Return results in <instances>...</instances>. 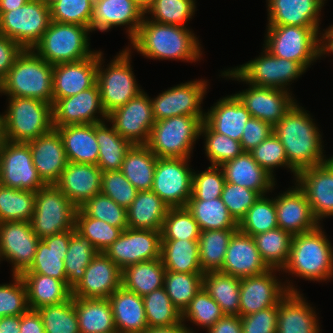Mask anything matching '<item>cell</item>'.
Instances as JSON below:
<instances>
[{"label":"cell","mask_w":333,"mask_h":333,"mask_svg":"<svg viewBox=\"0 0 333 333\" xmlns=\"http://www.w3.org/2000/svg\"><path fill=\"white\" fill-rule=\"evenodd\" d=\"M307 112L296 102L273 126V133L284 146L289 166L296 173L330 159L324 154L321 131Z\"/></svg>","instance_id":"6da1fadb"},{"label":"cell","mask_w":333,"mask_h":333,"mask_svg":"<svg viewBox=\"0 0 333 333\" xmlns=\"http://www.w3.org/2000/svg\"><path fill=\"white\" fill-rule=\"evenodd\" d=\"M193 31L169 24H160L144 17L137 34L130 41L129 50L137 51L148 59L200 61L201 44ZM133 47V48H132Z\"/></svg>","instance_id":"7a4b0ae2"},{"label":"cell","mask_w":333,"mask_h":333,"mask_svg":"<svg viewBox=\"0 0 333 333\" xmlns=\"http://www.w3.org/2000/svg\"><path fill=\"white\" fill-rule=\"evenodd\" d=\"M323 226L294 235L290 256L281 273L303 280L329 281L333 278V246Z\"/></svg>","instance_id":"3957f363"},{"label":"cell","mask_w":333,"mask_h":333,"mask_svg":"<svg viewBox=\"0 0 333 333\" xmlns=\"http://www.w3.org/2000/svg\"><path fill=\"white\" fill-rule=\"evenodd\" d=\"M53 65L32 49H24L5 78L0 93L7 97L37 99L53 105Z\"/></svg>","instance_id":"277c9868"},{"label":"cell","mask_w":333,"mask_h":333,"mask_svg":"<svg viewBox=\"0 0 333 333\" xmlns=\"http://www.w3.org/2000/svg\"><path fill=\"white\" fill-rule=\"evenodd\" d=\"M90 28L50 21L47 30L33 51L51 65L76 62L93 56L90 49Z\"/></svg>","instance_id":"5b68a950"},{"label":"cell","mask_w":333,"mask_h":333,"mask_svg":"<svg viewBox=\"0 0 333 333\" xmlns=\"http://www.w3.org/2000/svg\"><path fill=\"white\" fill-rule=\"evenodd\" d=\"M2 113L5 140L27 143L51 131L52 105L37 99L8 97Z\"/></svg>","instance_id":"8992f818"},{"label":"cell","mask_w":333,"mask_h":333,"mask_svg":"<svg viewBox=\"0 0 333 333\" xmlns=\"http://www.w3.org/2000/svg\"><path fill=\"white\" fill-rule=\"evenodd\" d=\"M306 69L296 61L275 57L264 47L259 57L240 66L222 71L221 77L259 87H271L290 91L292 81L297 80Z\"/></svg>","instance_id":"52a82bcc"},{"label":"cell","mask_w":333,"mask_h":333,"mask_svg":"<svg viewBox=\"0 0 333 333\" xmlns=\"http://www.w3.org/2000/svg\"><path fill=\"white\" fill-rule=\"evenodd\" d=\"M131 52L127 47L122 49L105 68L103 52L98 51L97 83L101 104L107 115L143 91L132 71Z\"/></svg>","instance_id":"ba28073f"},{"label":"cell","mask_w":333,"mask_h":333,"mask_svg":"<svg viewBox=\"0 0 333 333\" xmlns=\"http://www.w3.org/2000/svg\"><path fill=\"white\" fill-rule=\"evenodd\" d=\"M201 125L199 118L186 115L155 121L146 145L158 158L190 159Z\"/></svg>","instance_id":"9c48e42d"},{"label":"cell","mask_w":333,"mask_h":333,"mask_svg":"<svg viewBox=\"0 0 333 333\" xmlns=\"http://www.w3.org/2000/svg\"><path fill=\"white\" fill-rule=\"evenodd\" d=\"M264 48L275 57L299 62L306 70L320 58V27L267 26Z\"/></svg>","instance_id":"30bf717a"},{"label":"cell","mask_w":333,"mask_h":333,"mask_svg":"<svg viewBox=\"0 0 333 333\" xmlns=\"http://www.w3.org/2000/svg\"><path fill=\"white\" fill-rule=\"evenodd\" d=\"M78 208L54 185L35 192V208L30 221L33 232L43 239L75 228Z\"/></svg>","instance_id":"8fae6325"},{"label":"cell","mask_w":333,"mask_h":333,"mask_svg":"<svg viewBox=\"0 0 333 333\" xmlns=\"http://www.w3.org/2000/svg\"><path fill=\"white\" fill-rule=\"evenodd\" d=\"M51 21L48 0H29L23 6L0 12V30L4 37L17 42L23 49H33Z\"/></svg>","instance_id":"7c38bea8"},{"label":"cell","mask_w":333,"mask_h":333,"mask_svg":"<svg viewBox=\"0 0 333 333\" xmlns=\"http://www.w3.org/2000/svg\"><path fill=\"white\" fill-rule=\"evenodd\" d=\"M187 158H158L151 190L170 208L185 207L192 196L193 171Z\"/></svg>","instance_id":"4fadbf2b"},{"label":"cell","mask_w":333,"mask_h":333,"mask_svg":"<svg viewBox=\"0 0 333 333\" xmlns=\"http://www.w3.org/2000/svg\"><path fill=\"white\" fill-rule=\"evenodd\" d=\"M280 271L270 268L263 274L240 278V317L275 306L289 292H298L293 282L277 279L275 272Z\"/></svg>","instance_id":"5bb4252c"},{"label":"cell","mask_w":333,"mask_h":333,"mask_svg":"<svg viewBox=\"0 0 333 333\" xmlns=\"http://www.w3.org/2000/svg\"><path fill=\"white\" fill-rule=\"evenodd\" d=\"M207 80L198 79L180 83L151 98L155 121L173 116H195L202 122L205 112L201 104L207 94Z\"/></svg>","instance_id":"9a60e30c"},{"label":"cell","mask_w":333,"mask_h":333,"mask_svg":"<svg viewBox=\"0 0 333 333\" xmlns=\"http://www.w3.org/2000/svg\"><path fill=\"white\" fill-rule=\"evenodd\" d=\"M0 185L33 192L46 185L37 173L28 143L5 140L0 150Z\"/></svg>","instance_id":"2e32d148"},{"label":"cell","mask_w":333,"mask_h":333,"mask_svg":"<svg viewBox=\"0 0 333 333\" xmlns=\"http://www.w3.org/2000/svg\"><path fill=\"white\" fill-rule=\"evenodd\" d=\"M107 122L132 145L147 144L155 123L149 95L144 90L107 115Z\"/></svg>","instance_id":"e0dca14e"},{"label":"cell","mask_w":333,"mask_h":333,"mask_svg":"<svg viewBox=\"0 0 333 333\" xmlns=\"http://www.w3.org/2000/svg\"><path fill=\"white\" fill-rule=\"evenodd\" d=\"M161 239V231L126 228L104 253L123 270L142 261L160 259Z\"/></svg>","instance_id":"ac0fdd59"},{"label":"cell","mask_w":333,"mask_h":333,"mask_svg":"<svg viewBox=\"0 0 333 333\" xmlns=\"http://www.w3.org/2000/svg\"><path fill=\"white\" fill-rule=\"evenodd\" d=\"M39 241L30 222H0V253L12 264V276H21L31 267Z\"/></svg>","instance_id":"d6986e66"},{"label":"cell","mask_w":333,"mask_h":333,"mask_svg":"<svg viewBox=\"0 0 333 333\" xmlns=\"http://www.w3.org/2000/svg\"><path fill=\"white\" fill-rule=\"evenodd\" d=\"M52 115L53 127L106 121L107 114L101 104L98 83L76 95L57 99L52 105Z\"/></svg>","instance_id":"ffe728a7"},{"label":"cell","mask_w":333,"mask_h":333,"mask_svg":"<svg viewBox=\"0 0 333 333\" xmlns=\"http://www.w3.org/2000/svg\"><path fill=\"white\" fill-rule=\"evenodd\" d=\"M296 181V182H295ZM294 183L304 192L312 212L320 222L333 216V160L297 173Z\"/></svg>","instance_id":"44dd1931"},{"label":"cell","mask_w":333,"mask_h":333,"mask_svg":"<svg viewBox=\"0 0 333 333\" xmlns=\"http://www.w3.org/2000/svg\"><path fill=\"white\" fill-rule=\"evenodd\" d=\"M249 85V88L234 94L253 118L274 126L297 102L291 91L271 87Z\"/></svg>","instance_id":"7402d4cb"},{"label":"cell","mask_w":333,"mask_h":333,"mask_svg":"<svg viewBox=\"0 0 333 333\" xmlns=\"http://www.w3.org/2000/svg\"><path fill=\"white\" fill-rule=\"evenodd\" d=\"M144 17L145 12L134 0H94L90 30L107 32L113 27L126 26L131 41Z\"/></svg>","instance_id":"603a6c76"},{"label":"cell","mask_w":333,"mask_h":333,"mask_svg":"<svg viewBox=\"0 0 333 333\" xmlns=\"http://www.w3.org/2000/svg\"><path fill=\"white\" fill-rule=\"evenodd\" d=\"M122 270L103 252L93 258L84 276L71 290L77 298H109L121 287Z\"/></svg>","instance_id":"cb8c5ba5"},{"label":"cell","mask_w":333,"mask_h":333,"mask_svg":"<svg viewBox=\"0 0 333 333\" xmlns=\"http://www.w3.org/2000/svg\"><path fill=\"white\" fill-rule=\"evenodd\" d=\"M274 200L278 227L293 236L311 231L321 225L314 216L304 192L296 183L287 191L275 196Z\"/></svg>","instance_id":"d4e9b609"},{"label":"cell","mask_w":333,"mask_h":333,"mask_svg":"<svg viewBox=\"0 0 333 333\" xmlns=\"http://www.w3.org/2000/svg\"><path fill=\"white\" fill-rule=\"evenodd\" d=\"M98 51L91 57L53 65V103L76 95L97 83Z\"/></svg>","instance_id":"484cf974"},{"label":"cell","mask_w":333,"mask_h":333,"mask_svg":"<svg viewBox=\"0 0 333 333\" xmlns=\"http://www.w3.org/2000/svg\"><path fill=\"white\" fill-rule=\"evenodd\" d=\"M27 143L39 177L46 185L55 184L68 164L59 132L53 128Z\"/></svg>","instance_id":"4316f807"},{"label":"cell","mask_w":333,"mask_h":333,"mask_svg":"<svg viewBox=\"0 0 333 333\" xmlns=\"http://www.w3.org/2000/svg\"><path fill=\"white\" fill-rule=\"evenodd\" d=\"M269 269L260 257L254 238L238 229L232 235L219 271L242 278L263 274Z\"/></svg>","instance_id":"83f0119b"},{"label":"cell","mask_w":333,"mask_h":333,"mask_svg":"<svg viewBox=\"0 0 333 333\" xmlns=\"http://www.w3.org/2000/svg\"><path fill=\"white\" fill-rule=\"evenodd\" d=\"M102 171L97 165L68 162L54 184L77 208L101 192Z\"/></svg>","instance_id":"f1b7e54d"},{"label":"cell","mask_w":333,"mask_h":333,"mask_svg":"<svg viewBox=\"0 0 333 333\" xmlns=\"http://www.w3.org/2000/svg\"><path fill=\"white\" fill-rule=\"evenodd\" d=\"M267 26L320 27L326 0H266Z\"/></svg>","instance_id":"f546056e"},{"label":"cell","mask_w":333,"mask_h":333,"mask_svg":"<svg viewBox=\"0 0 333 333\" xmlns=\"http://www.w3.org/2000/svg\"><path fill=\"white\" fill-rule=\"evenodd\" d=\"M314 309L300 291L289 292L278 304L276 333H320Z\"/></svg>","instance_id":"4dcf8cb0"},{"label":"cell","mask_w":333,"mask_h":333,"mask_svg":"<svg viewBox=\"0 0 333 333\" xmlns=\"http://www.w3.org/2000/svg\"><path fill=\"white\" fill-rule=\"evenodd\" d=\"M72 234L73 229L40 239L31 267L24 273L54 277L67 285L64 259Z\"/></svg>","instance_id":"1f68e13d"},{"label":"cell","mask_w":333,"mask_h":333,"mask_svg":"<svg viewBox=\"0 0 333 333\" xmlns=\"http://www.w3.org/2000/svg\"><path fill=\"white\" fill-rule=\"evenodd\" d=\"M250 112L234 95H227L205 112L204 121L215 131L239 141L246 122L251 118Z\"/></svg>","instance_id":"d6a6232c"},{"label":"cell","mask_w":333,"mask_h":333,"mask_svg":"<svg viewBox=\"0 0 333 333\" xmlns=\"http://www.w3.org/2000/svg\"><path fill=\"white\" fill-rule=\"evenodd\" d=\"M220 167L226 182L252 189L261 196L275 189L276 178L263 169L249 152H243Z\"/></svg>","instance_id":"836d02e7"},{"label":"cell","mask_w":333,"mask_h":333,"mask_svg":"<svg viewBox=\"0 0 333 333\" xmlns=\"http://www.w3.org/2000/svg\"><path fill=\"white\" fill-rule=\"evenodd\" d=\"M117 333H145L148 323L143 298L124 289H117L109 298Z\"/></svg>","instance_id":"e575fe53"},{"label":"cell","mask_w":333,"mask_h":333,"mask_svg":"<svg viewBox=\"0 0 333 333\" xmlns=\"http://www.w3.org/2000/svg\"><path fill=\"white\" fill-rule=\"evenodd\" d=\"M60 134L68 162L97 165L99 146L95 124L54 127Z\"/></svg>","instance_id":"d590c367"},{"label":"cell","mask_w":333,"mask_h":333,"mask_svg":"<svg viewBox=\"0 0 333 333\" xmlns=\"http://www.w3.org/2000/svg\"><path fill=\"white\" fill-rule=\"evenodd\" d=\"M169 208L152 190L138 191L127 208L128 228L162 231Z\"/></svg>","instance_id":"8d00e7d4"},{"label":"cell","mask_w":333,"mask_h":333,"mask_svg":"<svg viewBox=\"0 0 333 333\" xmlns=\"http://www.w3.org/2000/svg\"><path fill=\"white\" fill-rule=\"evenodd\" d=\"M80 333H117L108 298L73 297Z\"/></svg>","instance_id":"74e56055"},{"label":"cell","mask_w":333,"mask_h":333,"mask_svg":"<svg viewBox=\"0 0 333 333\" xmlns=\"http://www.w3.org/2000/svg\"><path fill=\"white\" fill-rule=\"evenodd\" d=\"M21 277L27 289L28 305L32 310L57 305L71 297V289L62 280L37 273H23Z\"/></svg>","instance_id":"f35d334b"},{"label":"cell","mask_w":333,"mask_h":333,"mask_svg":"<svg viewBox=\"0 0 333 333\" xmlns=\"http://www.w3.org/2000/svg\"><path fill=\"white\" fill-rule=\"evenodd\" d=\"M157 159L146 144H135L126 152L120 171L138 191L151 190Z\"/></svg>","instance_id":"ab89813d"},{"label":"cell","mask_w":333,"mask_h":333,"mask_svg":"<svg viewBox=\"0 0 333 333\" xmlns=\"http://www.w3.org/2000/svg\"><path fill=\"white\" fill-rule=\"evenodd\" d=\"M166 269L161 259L142 261L122 270L121 286L141 297L164 287Z\"/></svg>","instance_id":"60d3db41"},{"label":"cell","mask_w":333,"mask_h":333,"mask_svg":"<svg viewBox=\"0 0 333 333\" xmlns=\"http://www.w3.org/2000/svg\"><path fill=\"white\" fill-rule=\"evenodd\" d=\"M160 259L168 271L203 273L200 266L199 240H161Z\"/></svg>","instance_id":"b9f144b4"},{"label":"cell","mask_w":333,"mask_h":333,"mask_svg":"<svg viewBox=\"0 0 333 333\" xmlns=\"http://www.w3.org/2000/svg\"><path fill=\"white\" fill-rule=\"evenodd\" d=\"M101 122L95 124V136L99 146L97 166L102 172L120 171L124 157L132 144L124 139L113 126Z\"/></svg>","instance_id":"7bdbcfd3"},{"label":"cell","mask_w":333,"mask_h":333,"mask_svg":"<svg viewBox=\"0 0 333 333\" xmlns=\"http://www.w3.org/2000/svg\"><path fill=\"white\" fill-rule=\"evenodd\" d=\"M203 288L219 304L225 315L239 316L240 278L220 271L203 274Z\"/></svg>","instance_id":"ee69618b"},{"label":"cell","mask_w":333,"mask_h":333,"mask_svg":"<svg viewBox=\"0 0 333 333\" xmlns=\"http://www.w3.org/2000/svg\"><path fill=\"white\" fill-rule=\"evenodd\" d=\"M185 207L197 221L200 231L238 229V223L221 198L188 200Z\"/></svg>","instance_id":"f6af8a7d"},{"label":"cell","mask_w":333,"mask_h":333,"mask_svg":"<svg viewBox=\"0 0 333 333\" xmlns=\"http://www.w3.org/2000/svg\"><path fill=\"white\" fill-rule=\"evenodd\" d=\"M260 257L269 268L282 270L290 256L293 235L280 227L253 236Z\"/></svg>","instance_id":"bcb514c9"},{"label":"cell","mask_w":333,"mask_h":333,"mask_svg":"<svg viewBox=\"0 0 333 333\" xmlns=\"http://www.w3.org/2000/svg\"><path fill=\"white\" fill-rule=\"evenodd\" d=\"M98 251L88 238L79 234L73 228L68 250L64 259L67 286L72 290L82 279L85 269L88 267Z\"/></svg>","instance_id":"7dc6e473"},{"label":"cell","mask_w":333,"mask_h":333,"mask_svg":"<svg viewBox=\"0 0 333 333\" xmlns=\"http://www.w3.org/2000/svg\"><path fill=\"white\" fill-rule=\"evenodd\" d=\"M238 229L206 230L200 232L199 257L203 271H219L225 260L232 235Z\"/></svg>","instance_id":"c3c4849f"},{"label":"cell","mask_w":333,"mask_h":333,"mask_svg":"<svg viewBox=\"0 0 333 333\" xmlns=\"http://www.w3.org/2000/svg\"><path fill=\"white\" fill-rule=\"evenodd\" d=\"M143 298L148 328L170 327L182 323V313L174 306L164 287Z\"/></svg>","instance_id":"681fc988"},{"label":"cell","mask_w":333,"mask_h":333,"mask_svg":"<svg viewBox=\"0 0 333 333\" xmlns=\"http://www.w3.org/2000/svg\"><path fill=\"white\" fill-rule=\"evenodd\" d=\"M204 273H181L166 270L164 288L174 306L183 313L203 287Z\"/></svg>","instance_id":"f907efd6"},{"label":"cell","mask_w":333,"mask_h":333,"mask_svg":"<svg viewBox=\"0 0 333 333\" xmlns=\"http://www.w3.org/2000/svg\"><path fill=\"white\" fill-rule=\"evenodd\" d=\"M35 208V192L0 185V222H30Z\"/></svg>","instance_id":"816d5d0a"},{"label":"cell","mask_w":333,"mask_h":333,"mask_svg":"<svg viewBox=\"0 0 333 333\" xmlns=\"http://www.w3.org/2000/svg\"><path fill=\"white\" fill-rule=\"evenodd\" d=\"M277 227L275 200L267 195L260 196L238 224L241 232L252 237Z\"/></svg>","instance_id":"f5cc1de1"},{"label":"cell","mask_w":333,"mask_h":333,"mask_svg":"<svg viewBox=\"0 0 333 333\" xmlns=\"http://www.w3.org/2000/svg\"><path fill=\"white\" fill-rule=\"evenodd\" d=\"M196 11L195 0H154L145 12L149 20L186 28ZM150 14V17L148 15Z\"/></svg>","instance_id":"db71d44e"},{"label":"cell","mask_w":333,"mask_h":333,"mask_svg":"<svg viewBox=\"0 0 333 333\" xmlns=\"http://www.w3.org/2000/svg\"><path fill=\"white\" fill-rule=\"evenodd\" d=\"M200 136L205 140L204 153L211 165L221 166L244 152L241 142L215 132L205 121L202 122Z\"/></svg>","instance_id":"11a10c76"},{"label":"cell","mask_w":333,"mask_h":333,"mask_svg":"<svg viewBox=\"0 0 333 333\" xmlns=\"http://www.w3.org/2000/svg\"><path fill=\"white\" fill-rule=\"evenodd\" d=\"M45 333H80L73 297L57 305H46L37 309Z\"/></svg>","instance_id":"9f6ffc18"},{"label":"cell","mask_w":333,"mask_h":333,"mask_svg":"<svg viewBox=\"0 0 333 333\" xmlns=\"http://www.w3.org/2000/svg\"><path fill=\"white\" fill-rule=\"evenodd\" d=\"M75 230L88 238L98 252L105 250L120 236L122 230L110 224L89 217L81 208L76 213Z\"/></svg>","instance_id":"6f0895ef"},{"label":"cell","mask_w":333,"mask_h":333,"mask_svg":"<svg viewBox=\"0 0 333 333\" xmlns=\"http://www.w3.org/2000/svg\"><path fill=\"white\" fill-rule=\"evenodd\" d=\"M197 221L186 207L169 208L164 219L161 240H199Z\"/></svg>","instance_id":"680465c9"},{"label":"cell","mask_w":333,"mask_h":333,"mask_svg":"<svg viewBox=\"0 0 333 333\" xmlns=\"http://www.w3.org/2000/svg\"><path fill=\"white\" fill-rule=\"evenodd\" d=\"M224 315L219 304L202 287L182 313V322L190 321L208 330Z\"/></svg>","instance_id":"91938a15"},{"label":"cell","mask_w":333,"mask_h":333,"mask_svg":"<svg viewBox=\"0 0 333 333\" xmlns=\"http://www.w3.org/2000/svg\"><path fill=\"white\" fill-rule=\"evenodd\" d=\"M51 20L90 28L94 0H48Z\"/></svg>","instance_id":"94428289"},{"label":"cell","mask_w":333,"mask_h":333,"mask_svg":"<svg viewBox=\"0 0 333 333\" xmlns=\"http://www.w3.org/2000/svg\"><path fill=\"white\" fill-rule=\"evenodd\" d=\"M89 217L102 220L122 231L128 228L127 209L101 192L80 207Z\"/></svg>","instance_id":"6125c7cd"},{"label":"cell","mask_w":333,"mask_h":333,"mask_svg":"<svg viewBox=\"0 0 333 333\" xmlns=\"http://www.w3.org/2000/svg\"><path fill=\"white\" fill-rule=\"evenodd\" d=\"M249 153L252 158L273 177L275 176L274 168L284 167L288 168L293 173L295 180L297 173L289 166L284 146L274 133Z\"/></svg>","instance_id":"be15d7a7"},{"label":"cell","mask_w":333,"mask_h":333,"mask_svg":"<svg viewBox=\"0 0 333 333\" xmlns=\"http://www.w3.org/2000/svg\"><path fill=\"white\" fill-rule=\"evenodd\" d=\"M9 284H0V316H21L30 308L27 289L21 276H12Z\"/></svg>","instance_id":"e7e4bbea"},{"label":"cell","mask_w":333,"mask_h":333,"mask_svg":"<svg viewBox=\"0 0 333 333\" xmlns=\"http://www.w3.org/2000/svg\"><path fill=\"white\" fill-rule=\"evenodd\" d=\"M193 171L192 196L189 200H209L220 198L225 178L220 166H208L201 172Z\"/></svg>","instance_id":"03108f58"},{"label":"cell","mask_w":333,"mask_h":333,"mask_svg":"<svg viewBox=\"0 0 333 333\" xmlns=\"http://www.w3.org/2000/svg\"><path fill=\"white\" fill-rule=\"evenodd\" d=\"M260 196L261 195L257 191L234 183L225 182L220 198L224 202L231 216L239 224V222L245 217L249 208Z\"/></svg>","instance_id":"003e7915"},{"label":"cell","mask_w":333,"mask_h":333,"mask_svg":"<svg viewBox=\"0 0 333 333\" xmlns=\"http://www.w3.org/2000/svg\"><path fill=\"white\" fill-rule=\"evenodd\" d=\"M138 190L121 171H106L101 174V193L127 209L136 198Z\"/></svg>","instance_id":"a7ac6f4b"},{"label":"cell","mask_w":333,"mask_h":333,"mask_svg":"<svg viewBox=\"0 0 333 333\" xmlns=\"http://www.w3.org/2000/svg\"><path fill=\"white\" fill-rule=\"evenodd\" d=\"M240 318L242 333H276L278 304Z\"/></svg>","instance_id":"89a4df30"},{"label":"cell","mask_w":333,"mask_h":333,"mask_svg":"<svg viewBox=\"0 0 333 333\" xmlns=\"http://www.w3.org/2000/svg\"><path fill=\"white\" fill-rule=\"evenodd\" d=\"M273 133L270 123L251 117L245 124L240 139L244 152H250Z\"/></svg>","instance_id":"2644e50d"},{"label":"cell","mask_w":333,"mask_h":333,"mask_svg":"<svg viewBox=\"0 0 333 333\" xmlns=\"http://www.w3.org/2000/svg\"><path fill=\"white\" fill-rule=\"evenodd\" d=\"M24 49L8 37H0V82L13 66L16 58Z\"/></svg>","instance_id":"8c879c8a"},{"label":"cell","mask_w":333,"mask_h":333,"mask_svg":"<svg viewBox=\"0 0 333 333\" xmlns=\"http://www.w3.org/2000/svg\"><path fill=\"white\" fill-rule=\"evenodd\" d=\"M207 333H242L241 318L237 315H224Z\"/></svg>","instance_id":"753ad0ef"},{"label":"cell","mask_w":333,"mask_h":333,"mask_svg":"<svg viewBox=\"0 0 333 333\" xmlns=\"http://www.w3.org/2000/svg\"><path fill=\"white\" fill-rule=\"evenodd\" d=\"M20 333H45L42 319L37 310L29 309L21 315Z\"/></svg>","instance_id":"34e18365"},{"label":"cell","mask_w":333,"mask_h":333,"mask_svg":"<svg viewBox=\"0 0 333 333\" xmlns=\"http://www.w3.org/2000/svg\"><path fill=\"white\" fill-rule=\"evenodd\" d=\"M324 32L320 33L319 49H320V59L321 57H326L327 54L333 55V25L329 26ZM326 54V56H325Z\"/></svg>","instance_id":"11e5206c"},{"label":"cell","mask_w":333,"mask_h":333,"mask_svg":"<svg viewBox=\"0 0 333 333\" xmlns=\"http://www.w3.org/2000/svg\"><path fill=\"white\" fill-rule=\"evenodd\" d=\"M21 316H7L0 320V333H20Z\"/></svg>","instance_id":"2a66077c"},{"label":"cell","mask_w":333,"mask_h":333,"mask_svg":"<svg viewBox=\"0 0 333 333\" xmlns=\"http://www.w3.org/2000/svg\"><path fill=\"white\" fill-rule=\"evenodd\" d=\"M192 329L187 327L186 324H177L175 326L170 327H156V328H148L145 333H194Z\"/></svg>","instance_id":"b9fcfbb0"},{"label":"cell","mask_w":333,"mask_h":333,"mask_svg":"<svg viewBox=\"0 0 333 333\" xmlns=\"http://www.w3.org/2000/svg\"><path fill=\"white\" fill-rule=\"evenodd\" d=\"M29 0H0V12H7L14 9H17Z\"/></svg>","instance_id":"09005b40"},{"label":"cell","mask_w":333,"mask_h":333,"mask_svg":"<svg viewBox=\"0 0 333 333\" xmlns=\"http://www.w3.org/2000/svg\"><path fill=\"white\" fill-rule=\"evenodd\" d=\"M134 2L142 8L144 12L153 4L154 0H134Z\"/></svg>","instance_id":"979ff035"},{"label":"cell","mask_w":333,"mask_h":333,"mask_svg":"<svg viewBox=\"0 0 333 333\" xmlns=\"http://www.w3.org/2000/svg\"><path fill=\"white\" fill-rule=\"evenodd\" d=\"M5 142V135H4V121L2 114H0V150Z\"/></svg>","instance_id":"deb4b68c"}]
</instances>
